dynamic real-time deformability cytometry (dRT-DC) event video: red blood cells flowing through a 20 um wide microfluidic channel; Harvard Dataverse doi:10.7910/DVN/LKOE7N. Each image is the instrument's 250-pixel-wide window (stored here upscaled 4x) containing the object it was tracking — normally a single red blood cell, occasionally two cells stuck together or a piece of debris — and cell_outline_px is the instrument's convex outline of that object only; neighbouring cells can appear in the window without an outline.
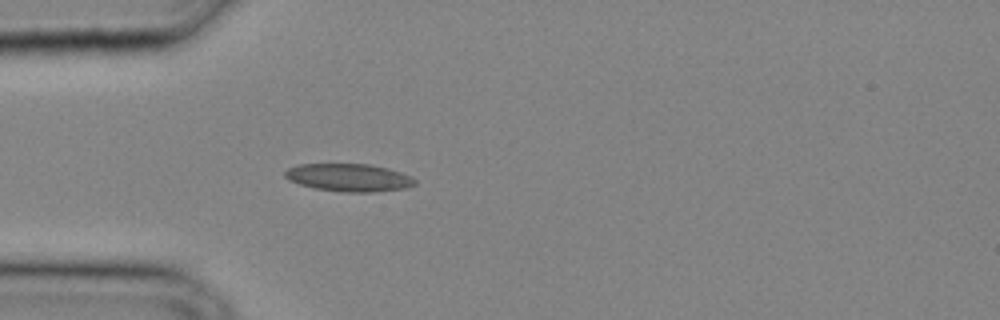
{"species": "common noctule bat (a hibernating species)", "species_latin": "Nyctalus noctula", "temperature_condition": "cold", "stored_images_in_passage": 24, "camera_frame_rate_fps": 3000, "um_per_image_px": 0.085, "animal": {"sex": "male", "body_mass_g": 20.4}, "frame": {"image": 1, "passage_image": 1, "time_ms": 0.0, "image_size_px": [1000, 320], "cell_outline_px": [[416, 184], [404, 188], [372, 192], [340, 192], [312, 188], [288, 180], [284, 176], [284, 172], [288, 168], [300, 164], [368, 164], [388, 168], [412, 176], [416, 180]], "centroid_in_image_um": [29.64, 15.09], "position_along_channel_um": 55.4, "area_um2": 21.1}}
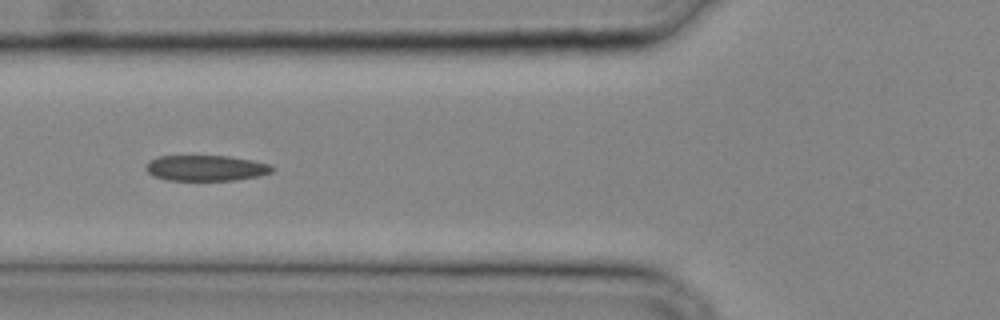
{"frame": {"image": 2, "passage_image": 4, "time_ms": 1.0, "image_size_px": [1000, 320], "cell_outline_px": [[276, 168], [272, 172], [260, 176], [236, 180], [168, 180], [152, 176], [144, 168], [144, 164], [148, 160], [160, 156], [228, 156], [252, 160], [272, 164]], "centroid_in_image_um": [17.51, 14.28], "position_along_channel_um": 108.3, "area_um2": 19.19}}